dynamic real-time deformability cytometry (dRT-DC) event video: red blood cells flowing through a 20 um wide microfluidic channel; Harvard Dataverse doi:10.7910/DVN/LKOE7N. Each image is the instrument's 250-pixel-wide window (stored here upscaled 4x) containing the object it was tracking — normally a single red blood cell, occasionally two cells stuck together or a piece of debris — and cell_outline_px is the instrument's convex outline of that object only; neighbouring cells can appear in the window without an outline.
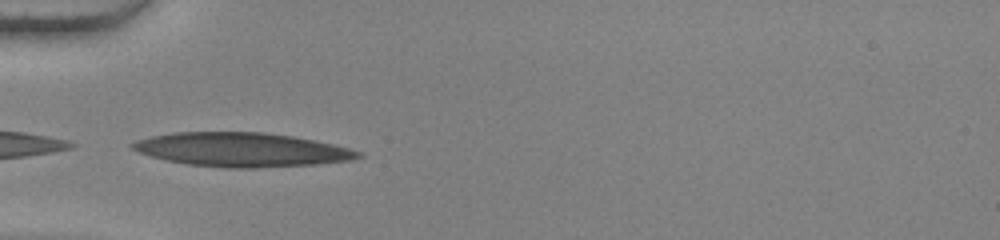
{"species": "human", "species_latin": "Homo sapiens", "temperature_condition": "warm", "stored_images_in_passage": 36, "camera_frame_rate_fps": 3000, "um_per_image_px": 0.085, "donor": {"sex": "female"}, "frame": {"image": 1, "passage_image": 1, "time_ms": 0.0, "image_size_px": [1000, 240], "cell_outline_px": [[364, 156], [352, 160], [316, 164], [256, 168], [224, 168], [188, 164], [164, 160], [140, 152], [132, 148], [128, 144], [136, 140], [152, 136], [172, 132], [264, 132], [292, 136], [316, 140], [348, 148], [360, 152]], "centroid_in_image_um": [20.54, 12.72], "position_along_channel_um": 64.5, "area_um2": 44.8}}
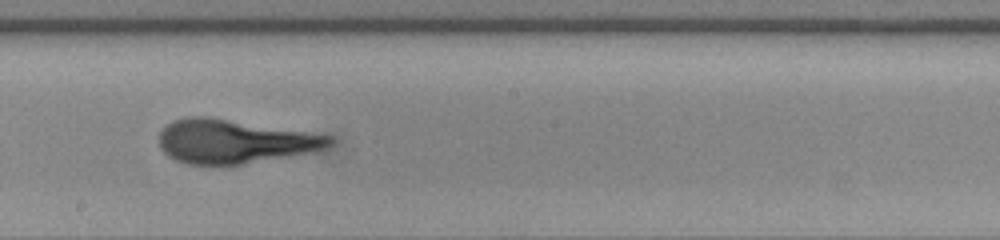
{"frame": {"image": 2, "passage_image": 14, "time_ms": 4.333, "image_size_px": [1000, 240], "cell_outline_px": [[336, 140], [328, 148], [312, 152], [240, 164], [188, 164], [176, 160], [168, 156], [160, 148], [160, 132], [172, 120], [188, 116], [204, 116], [332, 136]], "centroid_in_image_um": [19.91, 12.02], "position_along_channel_um": 228.3, "area_um2": 42.95}}
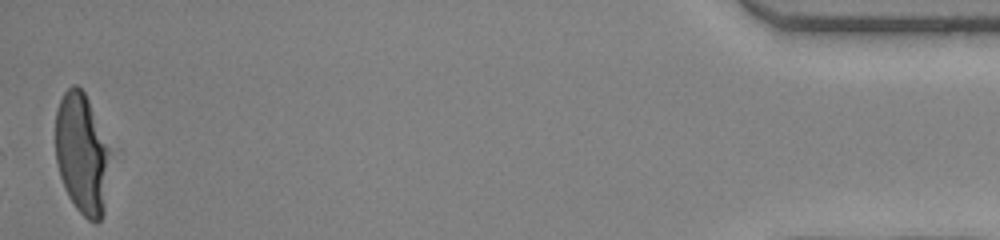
{"frame": {"image": 3, "passage_image": 36, "time_ms": 11.667, "image_size_px": [1000, 240], "cell_outline_px": [[112, 152], [104, 212], [100, 220], [96, 224], [88, 220], [76, 208], [68, 196], [64, 188], [60, 176], [56, 160], [56, 112], [60, 100], [64, 92], [72, 84], [76, 84], [84, 92], [88, 100]], "centroid_in_image_um": [6.99, 13.1], "position_along_channel_um": 428.2, "area_um2": 38.84}}